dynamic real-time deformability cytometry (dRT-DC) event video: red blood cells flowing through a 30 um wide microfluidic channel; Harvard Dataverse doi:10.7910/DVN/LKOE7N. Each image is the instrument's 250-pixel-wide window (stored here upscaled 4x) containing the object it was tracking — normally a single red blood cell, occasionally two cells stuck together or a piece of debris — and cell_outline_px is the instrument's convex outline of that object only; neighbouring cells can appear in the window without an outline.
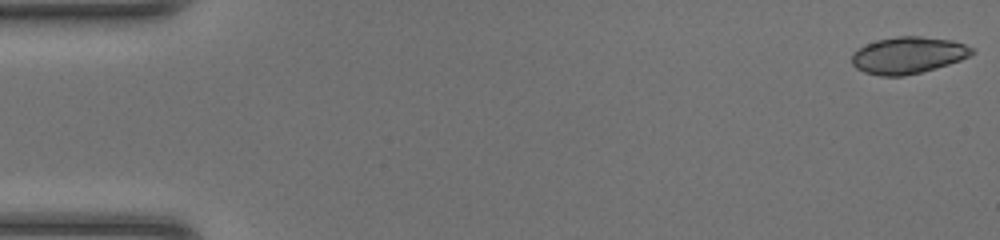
{"species": "common noctule bat (a hibernating species)", "species_latin": "Nyctalus noctula", "temperature_condition": "room temperature", "stored_images_in_passage": 47, "camera_frame_rate_fps": 3000, "um_per_image_px": 0.085, "animal": {"sex": "female", "body_mass_g": 20.0, "forearm_length_mm": 54.0}, "frame": {"image": 1, "passage_image": 1, "time_ms": 0.0, "image_size_px": [1000, 240], "cell_outline_px": [[976, 52], [960, 60], [936, 68], [904, 76], [880, 76], [864, 72], [856, 68], [852, 64], [852, 52], [876, 40], [896, 36], [920, 36], [952, 40], [964, 44], [972, 48]], "centroid_in_image_um": [77.18, 4.69], "position_along_channel_um": 7.8, "area_um2": 25.66}}
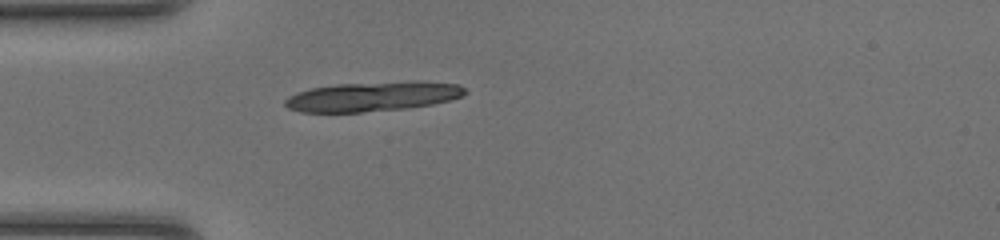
{"frame": {"image": 2, "passage_image": 14, "time_ms": 4.333, "image_size_px": [1000, 240], "cell_outline_px": [[468, 92], [460, 96], [448, 100], [432, 104], [408, 108], [360, 112], [300, 112], [288, 108], [284, 104], [284, 100], [288, 96], [296, 92], [312, 88], [336, 84], [416, 80], [420, 80], [460, 84]], "centroid_in_image_um": [31.68, 8.18], "position_along_channel_um": 53.3, "area_um2": 31.33}}